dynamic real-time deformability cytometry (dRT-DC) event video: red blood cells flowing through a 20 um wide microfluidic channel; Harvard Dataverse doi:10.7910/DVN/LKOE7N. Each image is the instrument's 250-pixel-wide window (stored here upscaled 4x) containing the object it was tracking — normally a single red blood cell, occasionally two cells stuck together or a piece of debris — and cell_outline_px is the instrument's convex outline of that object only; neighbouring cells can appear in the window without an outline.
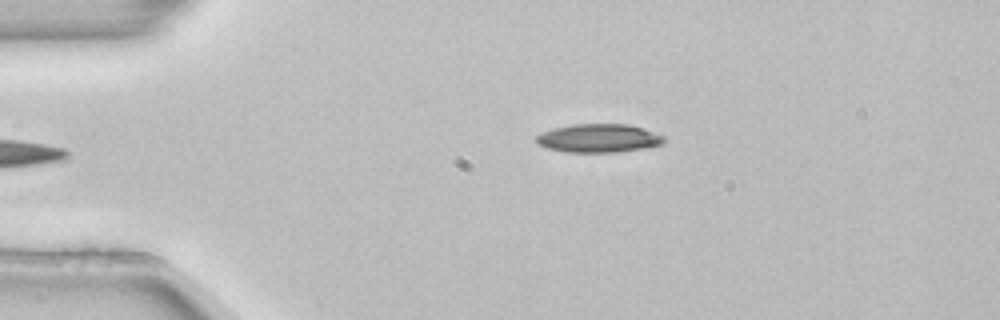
{"species": "common noctule bat (a hibernating species)", "species_latin": "Nyctalus noctula", "temperature_condition": "room temperature", "stored_images_in_passage": 5, "camera_frame_rate_fps": 3000, "um_per_image_px": 0.085, "animal": {"sex": "female", "body_mass_g": 22.7, "forearm_length_mm": 54.2}, "frame": {"image": 1, "passage_image": 5, "time_ms": 1.333, "image_size_px": [1000, 320], "cell_outline_px": [[664, 144], [644, 148], [616, 152], [568, 152], [548, 148], [536, 144], [536, 136], [540, 132], [552, 128], [572, 124], [628, 124], [664, 136]], "centroid_in_image_um": [50.84, 11.74], "position_along_channel_um": 34.2, "area_um2": 21.15}}